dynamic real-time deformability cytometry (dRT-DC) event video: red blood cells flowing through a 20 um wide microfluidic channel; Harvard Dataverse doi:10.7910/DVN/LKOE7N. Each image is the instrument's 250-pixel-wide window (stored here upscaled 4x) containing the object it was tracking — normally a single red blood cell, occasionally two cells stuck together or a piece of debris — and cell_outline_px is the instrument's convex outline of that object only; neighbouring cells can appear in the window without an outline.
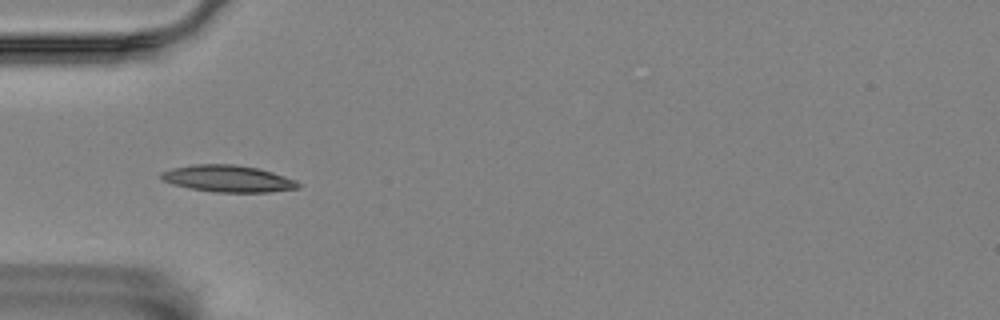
{"species": "Egyptian fruit bat (a non-hibernating species)", "species_latin": "Rousettus aegyptiacus", "temperature_condition": "room temperature", "stored_images_in_passage": 20, "camera_frame_rate_fps": 3000, "um_per_image_px": 0.085, "animal": {"sex": "female"}, "frame": {"image": 1, "passage_image": 6, "time_ms": 1.667, "image_size_px": [1000, 320], "cell_outline_px": [[300, 188], [268, 192], [216, 192], [192, 188], [160, 180], [160, 172], [172, 168], [192, 164], [236, 164], [260, 168], [296, 180], [300, 184]], "centroid_in_image_um": [19.39, 15.17], "position_along_channel_um": 65.6, "area_um2": 21.39}}
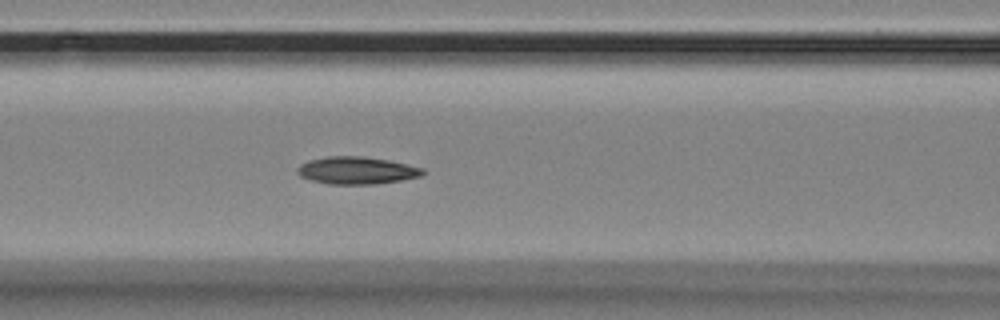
{"frame": {"image": 2, "passage_image": 12, "time_ms": 3.667, "image_size_px": [1000, 320], "cell_outline_px": [[424, 172], [420, 176], [400, 180], [376, 184], [328, 184], [312, 180], [300, 176], [296, 172], [296, 168], [300, 164], [308, 160], [328, 156], [364, 156], [388, 160], [424, 168]], "centroid_in_image_um": [30.28, 14.48], "position_along_channel_um": 136.3, "area_um2": 20.0}}
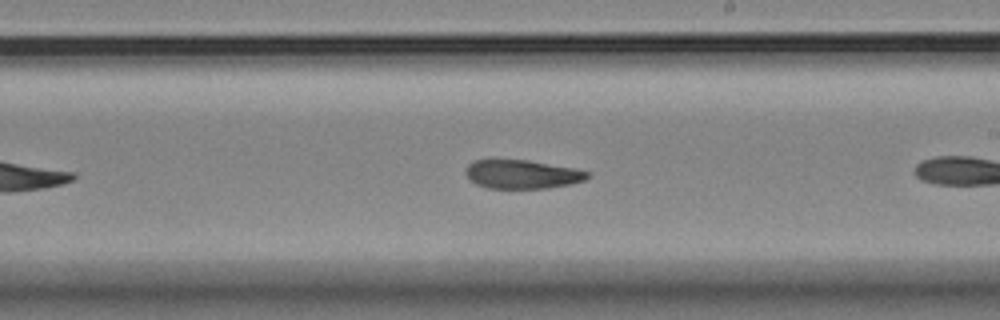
{"frame": {"image": 3, "passage_image": 18, "time_ms": 5.667, "image_size_px": [1000, 320], "cell_outline_px": [[588, 176], [584, 180], [572, 184], [548, 188], [488, 188], [476, 184], [464, 172], [464, 168], [468, 164], [476, 160], [528, 160], [572, 168], [588, 172]], "centroid_in_image_um": [44.35, 14.82], "position_along_channel_um": 244.7, "area_um2": 20.17}}